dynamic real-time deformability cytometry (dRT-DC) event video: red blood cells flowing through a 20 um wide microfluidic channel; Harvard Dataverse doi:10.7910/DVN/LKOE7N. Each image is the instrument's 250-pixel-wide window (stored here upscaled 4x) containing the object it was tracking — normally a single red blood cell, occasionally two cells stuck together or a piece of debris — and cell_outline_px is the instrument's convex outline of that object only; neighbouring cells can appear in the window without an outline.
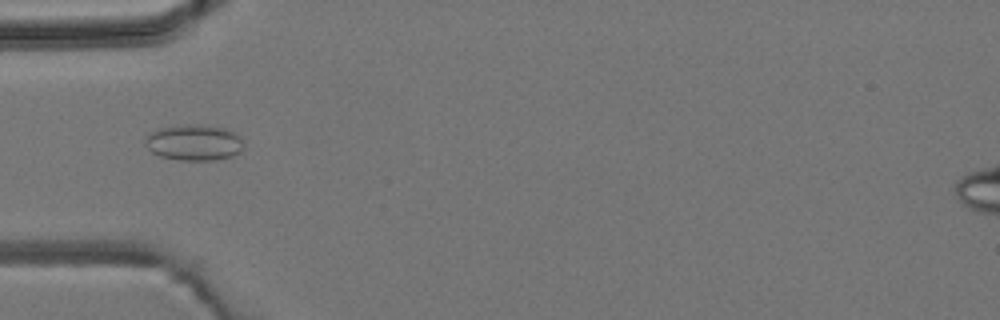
{"species": "common noctule bat (a hibernating species)", "species_latin": "Nyctalus noctula", "temperature_condition": "room temperature", "stored_images_in_passage": 5, "camera_frame_rate_fps": 3000, "um_per_image_px": 0.085, "animal": {"sex": "male", "body_mass_g": 19.2, "forearm_length_mm": 51.8}, "frame": {"image": 1, "passage_image": 5, "time_ms": 4.667, "image_size_px": [1000, 320], "cell_outline_px": [[244, 148], [240, 152], [232, 156], [216, 160], [180, 160], [160, 156], [152, 152], [144, 144], [144, 136], [148, 132], [156, 128], [184, 124], [200, 124], [224, 128], [236, 132], [244, 140]], "centroid_in_image_um": [16.48, 12.1], "position_along_channel_um": 68.5, "area_um2": 21.21}}